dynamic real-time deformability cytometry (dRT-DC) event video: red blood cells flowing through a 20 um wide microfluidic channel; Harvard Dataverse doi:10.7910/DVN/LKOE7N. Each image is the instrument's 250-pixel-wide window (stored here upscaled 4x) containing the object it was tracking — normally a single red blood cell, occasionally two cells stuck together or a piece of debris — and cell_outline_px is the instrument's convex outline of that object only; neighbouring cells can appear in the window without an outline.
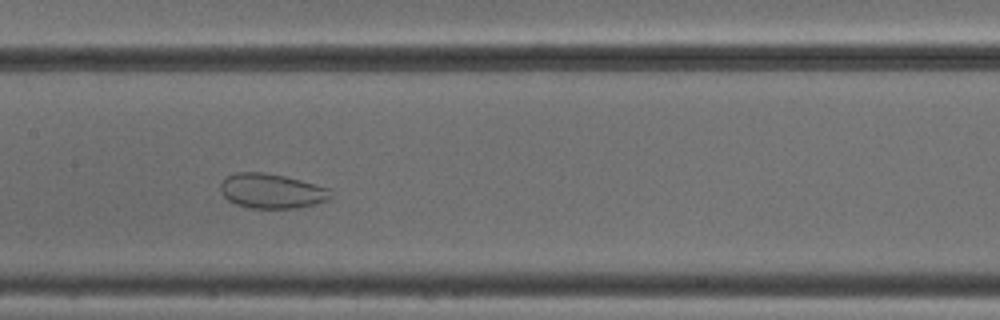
{"species": "common noctule bat (a hibernating species)", "species_latin": "Nyctalus noctula", "temperature_condition": "cold", "stored_images_in_passage": 48, "camera_frame_rate_fps": 3000, "um_per_image_px": 0.085, "animal": {"sex": "male", "body_mass_g": 18.8}, "frame": {"image": 1, "passage_image": 22, "time_ms": 7.0, "image_size_px": [1000, 320], "cell_outline_px": [[332, 196], [328, 200], [296, 208], [248, 208], [236, 204], [228, 200], [220, 192], [220, 184], [228, 176], [236, 172], [264, 172], [284, 176], [300, 180], [328, 188]], "centroid_in_image_um": [23.05, 16.24], "position_along_channel_um": 184.3, "area_um2": 22.14}}
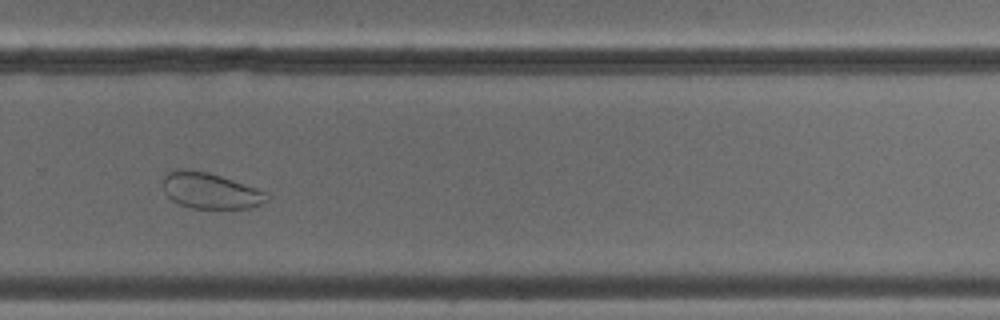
{"frame": {"image": 2, "passage_image": 32, "time_ms": 10.333, "image_size_px": [1000, 320], "cell_outline_px": [[272, 196], [268, 200], [260, 204], [248, 208], [192, 208], [176, 204], [164, 192], [164, 176], [168, 172], [176, 168], [188, 168], [208, 172], [256, 188]], "centroid_in_image_um": [17.84, 16.2], "position_along_channel_um": 312.0, "area_um2": 21.79}}
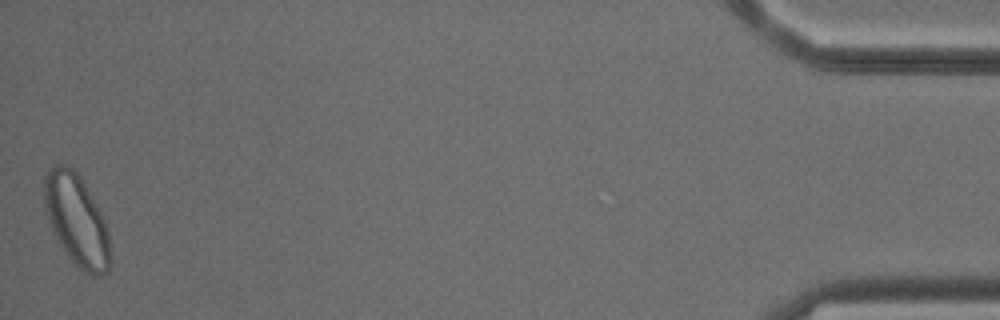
{"frame": {"image": 3, "passage_image": 48, "time_ms": 15.667, "image_size_px": [1000, 320], "cell_outline_px": [[112, 264], [108, 272], [104, 276], [92, 276], [76, 268], [72, 264], [56, 240], [52, 232], [44, 208], [44, 176], [48, 168], [56, 164], [72, 164], [80, 176], [96, 204], [104, 220], [108, 232], [112, 260]], "centroid_in_image_um": [6.51, 18.76], "position_along_channel_um": 428.7, "area_um2": 36.18}}